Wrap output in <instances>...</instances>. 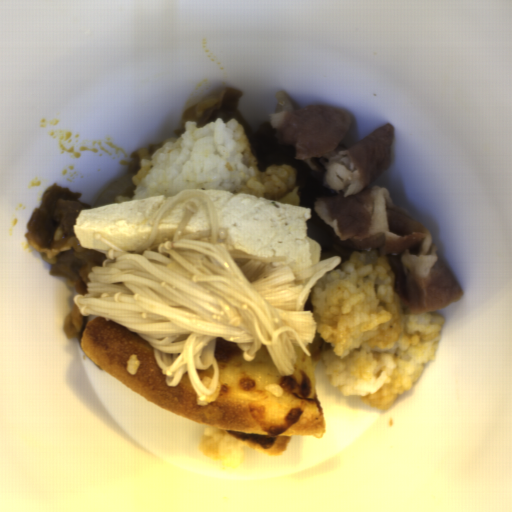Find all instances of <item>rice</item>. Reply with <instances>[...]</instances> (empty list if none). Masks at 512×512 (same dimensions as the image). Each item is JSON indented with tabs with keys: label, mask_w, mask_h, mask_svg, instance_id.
Listing matches in <instances>:
<instances>
[{
	"label": "rice",
	"mask_w": 512,
	"mask_h": 512,
	"mask_svg": "<svg viewBox=\"0 0 512 512\" xmlns=\"http://www.w3.org/2000/svg\"><path fill=\"white\" fill-rule=\"evenodd\" d=\"M340 257L310 292L316 333L329 345L320 355L322 368L338 394L385 412L427 370L445 319L435 310L410 312L378 250Z\"/></svg>",
	"instance_id": "652b925c"
},
{
	"label": "rice",
	"mask_w": 512,
	"mask_h": 512,
	"mask_svg": "<svg viewBox=\"0 0 512 512\" xmlns=\"http://www.w3.org/2000/svg\"><path fill=\"white\" fill-rule=\"evenodd\" d=\"M138 166L130 176L131 196L119 194L113 203L160 195L173 199L181 191L209 189L278 202L298 188L290 165L259 169L244 126L235 118H216L206 126L187 121L182 135L167 139Z\"/></svg>",
	"instance_id": "023b6e5f"
},
{
	"label": "rice",
	"mask_w": 512,
	"mask_h": 512,
	"mask_svg": "<svg viewBox=\"0 0 512 512\" xmlns=\"http://www.w3.org/2000/svg\"><path fill=\"white\" fill-rule=\"evenodd\" d=\"M200 448L203 454L229 469H237L244 459V444L228 431L208 425L204 427Z\"/></svg>",
	"instance_id": "8eca5e8b"
}]
</instances>
